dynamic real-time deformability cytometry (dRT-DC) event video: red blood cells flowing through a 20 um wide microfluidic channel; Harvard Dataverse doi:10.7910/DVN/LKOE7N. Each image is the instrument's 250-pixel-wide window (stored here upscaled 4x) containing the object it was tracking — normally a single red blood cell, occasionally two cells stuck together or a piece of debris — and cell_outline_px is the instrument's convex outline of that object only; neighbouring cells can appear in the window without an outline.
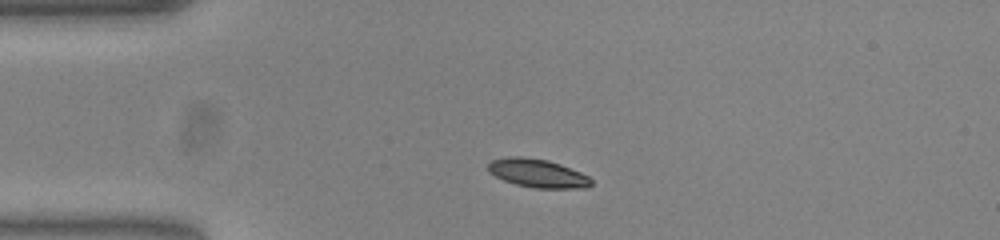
{"species": "common noctule bat (a hibernating species)", "species_latin": "Nyctalus noctula", "temperature_condition": "warm", "stored_images_in_passage": 47, "camera_frame_rate_fps": 3000, "um_per_image_px": 0.085, "animal": {"sex": "female", "body_mass_g": 23.0, "forearm_length_mm": 53.4}, "frame": {"image": 1, "passage_image": 6, "time_ms": 1.667, "image_size_px": [1000, 240], "cell_outline_px": [[592, 184], [588, 188], [536, 188], [516, 184], [504, 180], [488, 172], [488, 164], [492, 160], [508, 156], [524, 156], [548, 160], [560, 164], [580, 172], [588, 176], [592, 180]], "centroid_in_image_um": [45.7, 14.72], "position_along_channel_um": 39.3, "area_um2": 17.11}}
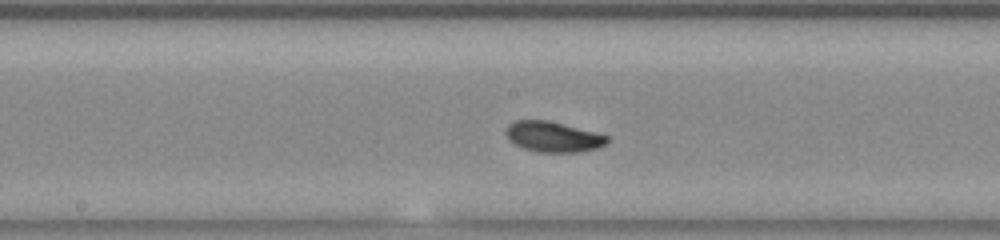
{"frame": {"image": 2, "passage_image": 21, "time_ms": 6.667, "image_size_px": [1000, 240], "cell_outline_px": [[608, 140], [604, 144], [596, 148], [580, 152], [540, 152], [524, 148], [516, 144], [504, 132], [508, 124], [516, 120], [548, 120], [596, 132], [608, 136]], "centroid_in_image_um": [47.01, 11.61], "position_along_channel_um": 201.2, "area_um2": 17.74}}
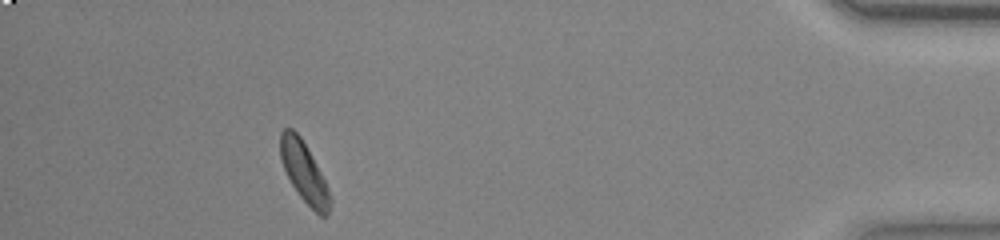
{"frame": {"image": 3, "passage_image": 42, "time_ms": 13.667, "image_size_px": [1000, 240], "cell_outline_px": [[332, 200], [328, 212], [324, 216], [320, 216], [300, 196], [292, 184], [280, 160], [280, 132], [284, 128], [292, 128], [300, 136], [312, 156], [328, 188]], "centroid_in_image_um": [25.83, 14.61], "position_along_channel_um": 409.4, "area_um2": 17.11}, "authors_computed_cell_mechanics": {"area_um2": 17.2822, "velocity_mm_per_s": 3.8282, "shape_relaxation_time_tau1_ms": 2.3551, "shape_relaxation_time_tau2_ms": null, "deformation_change_tau1": 0.1309, "deformation_change_tau2": null}}